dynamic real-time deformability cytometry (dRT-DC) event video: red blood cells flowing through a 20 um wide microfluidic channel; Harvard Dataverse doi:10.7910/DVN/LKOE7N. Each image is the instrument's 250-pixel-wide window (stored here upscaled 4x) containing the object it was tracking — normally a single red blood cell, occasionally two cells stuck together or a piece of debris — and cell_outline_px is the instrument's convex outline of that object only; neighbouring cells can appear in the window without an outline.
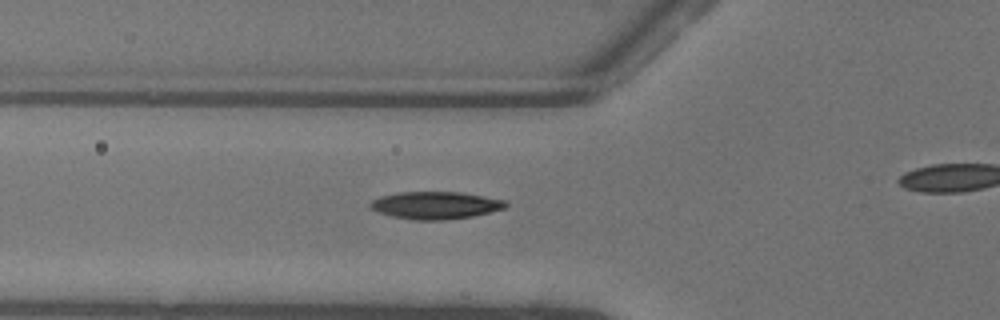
{"species": "common noctule bat (a hibernating species)", "species_latin": "Nyctalus noctula", "temperature_condition": "warm", "stored_images_in_passage": 29, "camera_frame_rate_fps": 3000, "um_per_image_px": 0.085, "animal": {"sex": "female"}, "frame": {"image": 1, "passage_image": 4, "time_ms": 1.0, "image_size_px": [1000, 320], "cell_outline_px": [[508, 204], [504, 208], [472, 216], [444, 220], [412, 220], [392, 216], [380, 212], [372, 208], [368, 204], [372, 200], [380, 196], [400, 192], [460, 192], [504, 200]], "centroid_in_image_um": [36.99, 17.45], "position_along_channel_um": 88.8, "area_um2": 21.39}}
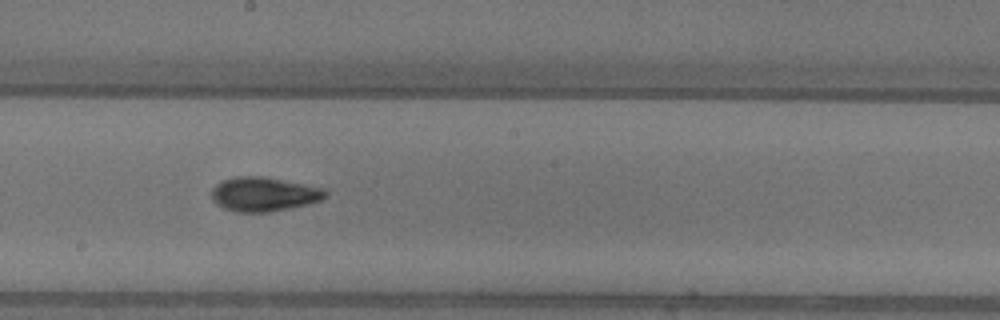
{"frame": {"image": 2, "passage_image": 14, "time_ms": 4.333, "image_size_px": [1000, 320], "cell_outline_px": [[328, 196], [320, 200], [288, 208], [268, 212], [236, 212], [224, 208], [216, 204], [212, 200], [212, 188], [216, 184], [224, 180], [236, 176], [260, 176], [324, 188], [328, 192]], "centroid_in_image_um": [22.4, 16.51], "position_along_channel_um": 225.8, "area_um2": 22.43}}
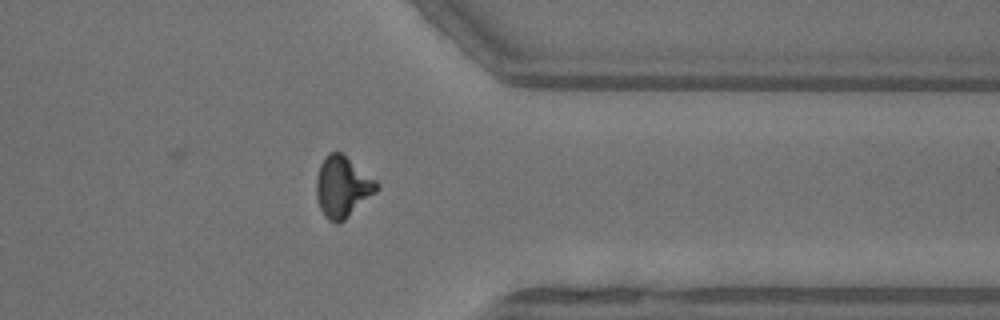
{"frame": {"image": 3, "passage_image": 26, "time_ms": 8.333, "image_size_px": [1000, 320], "cell_outline_px": [[380, 188], [376, 192], [344, 220], [336, 224], [328, 220], [324, 216], [320, 208], [316, 196], [316, 180], [320, 164], [328, 152], [340, 152], [376, 180], [380, 184]], "centroid_in_image_um": [29.1, 15.89], "position_along_channel_um": 382.3, "area_um2": 21.33}}